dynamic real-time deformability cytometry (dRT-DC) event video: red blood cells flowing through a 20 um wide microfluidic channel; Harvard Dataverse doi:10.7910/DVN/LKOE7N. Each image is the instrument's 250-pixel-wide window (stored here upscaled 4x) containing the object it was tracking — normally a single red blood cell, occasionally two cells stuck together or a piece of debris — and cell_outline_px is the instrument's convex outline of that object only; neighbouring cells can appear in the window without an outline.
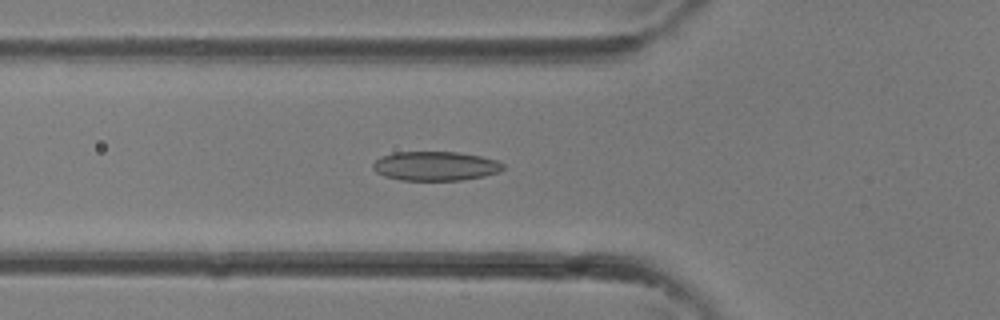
{"species": "common noctule bat (a hibernating species)", "species_latin": "Nyctalus noctula", "temperature_condition": "room temperature", "stored_images_in_passage": 37, "camera_frame_rate_fps": 3000, "um_per_image_px": 0.085, "animal": {"sex": "female"}, "frame": {"image": 1, "passage_image": 13, "time_ms": 4.0, "image_size_px": [1000, 320], "cell_outline_px": [[504, 168], [500, 172], [484, 176], [460, 180], [400, 180], [384, 176], [376, 172], [372, 168], [372, 164], [376, 160], [384, 156], [396, 152], [456, 152], [480, 156], [496, 160], [504, 164]], "centroid_in_image_um": [37.02, 14.12], "position_along_channel_um": 88.8, "area_um2": 22.08}}
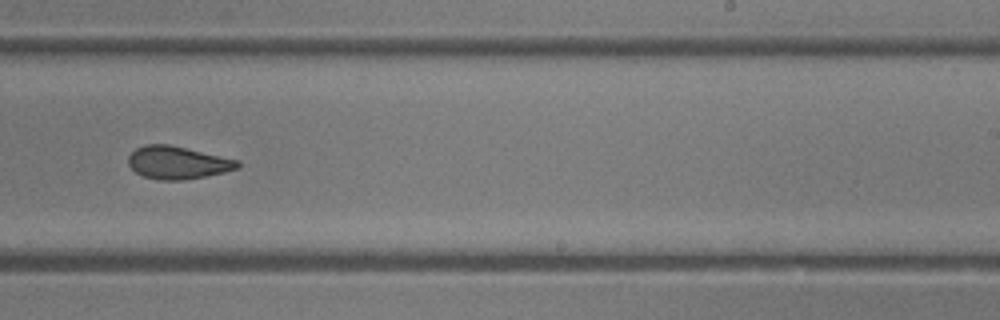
{"frame": {"image": 2, "passage_image": 23, "time_ms": 7.333, "image_size_px": [1000, 320], "cell_outline_px": [[240, 164], [236, 168], [224, 172], [208, 176], [184, 180], [160, 180], [144, 176], [136, 172], [128, 164], [128, 156], [136, 148], [144, 144], [168, 144], [240, 160]], "centroid_in_image_um": [15.09, 13.82], "position_along_channel_um": 273.9, "area_um2": 20.81}}
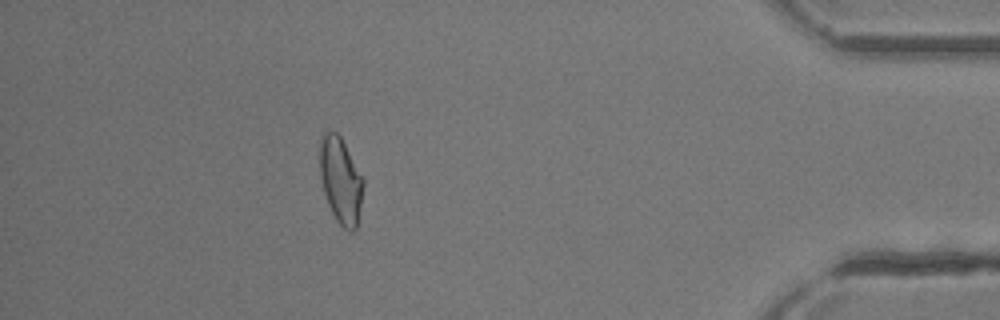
{"frame": {"image": 3, "passage_image": 33, "time_ms": 10.667, "image_size_px": [1000, 320], "cell_outline_px": [[364, 184], [360, 208], [356, 228], [352, 232], [348, 232], [336, 220], [328, 204], [324, 192], [320, 176], [320, 140], [324, 132], [336, 132], [340, 136], [364, 180]], "centroid_in_image_um": [28.95, 15.36], "position_along_channel_um": 406.2, "area_um2": 21.56}}